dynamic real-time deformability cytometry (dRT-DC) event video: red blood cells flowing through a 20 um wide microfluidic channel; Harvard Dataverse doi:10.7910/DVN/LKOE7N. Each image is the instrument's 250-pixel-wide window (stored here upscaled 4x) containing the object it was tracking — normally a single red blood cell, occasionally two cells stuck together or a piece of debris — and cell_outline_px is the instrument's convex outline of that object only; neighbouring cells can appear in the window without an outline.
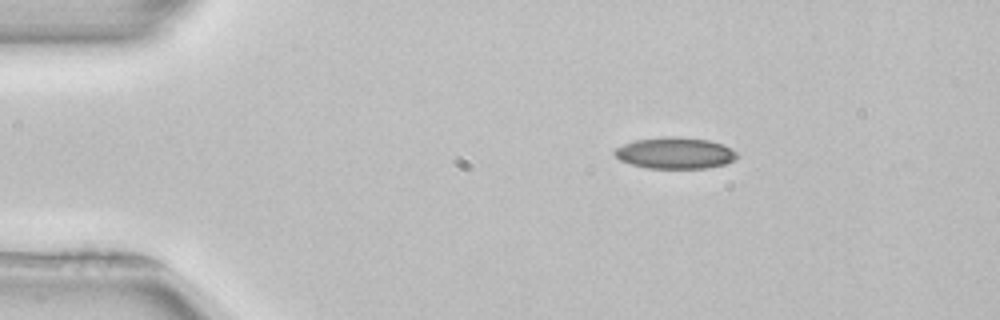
{"species": "common noctule bat (a hibernating species)", "species_latin": "Nyctalus noctula", "temperature_condition": "room temperature", "stored_images_in_passage": 44, "camera_frame_rate_fps": 3000, "um_per_image_px": 0.085, "animal": {"sex": "female", "body_mass_g": 22.7, "forearm_length_mm": 54.2}, "frame": {"image": 1, "passage_image": 1, "time_ms": 0.0, "image_size_px": [1000, 320], "cell_outline_px": [[736, 156], [732, 160], [724, 164], [704, 168], [648, 168], [632, 164], [620, 160], [612, 152], [616, 148], [624, 144], [636, 140], [668, 136], [708, 140], [720, 144], [736, 152]], "centroid_in_image_um": [57.32, 13.01], "position_along_channel_um": 27.7, "area_um2": 21.85}}
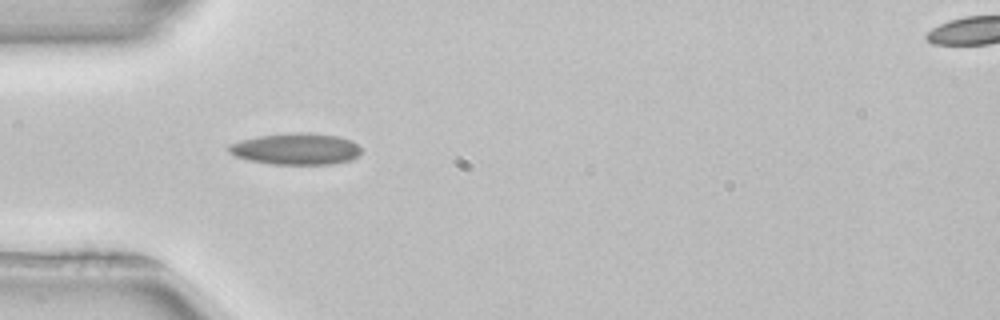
{"frame": {"image": 2, "passage_image": 8, "time_ms": 2.333, "image_size_px": [1000, 320], "cell_outline_px": [[360, 156], [352, 160], [332, 164], [268, 164], [248, 160], [236, 156], [228, 152], [228, 144], [260, 136], [296, 132], [308, 132], [340, 136], [352, 140], [360, 148]], "centroid_in_image_um": [25.2, 12.66], "position_along_channel_um": 59.8, "area_um2": 24.45}}
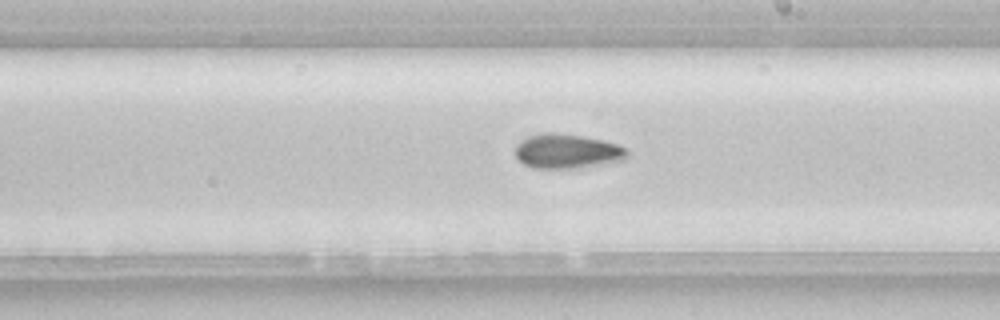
{"frame": {"image": 3, "passage_image": 22, "time_ms": 7.0, "image_size_px": [1000, 320], "cell_outline_px": [[628, 156], [624, 160], [580, 168], [532, 168], [524, 164], [516, 156], [516, 144], [520, 140], [528, 136], [544, 132], [556, 132], [604, 140], [616, 144], [624, 148], [628, 152]], "centroid_in_image_um": [48.19, 12.85], "position_along_channel_um": 240.8, "area_um2": 22.54}, "authors_computed_cell_mechanics": {"area_um2": 22.0796, "velocity_mm_per_s": 3.9496, "shape_relaxation_time_tau1_ms": 10.1596, "shape_relaxation_time_tau2_ms": 7.6521, "deformation_change_tau1": 0.2215, "deformation_change_tau2": 0.1611}}